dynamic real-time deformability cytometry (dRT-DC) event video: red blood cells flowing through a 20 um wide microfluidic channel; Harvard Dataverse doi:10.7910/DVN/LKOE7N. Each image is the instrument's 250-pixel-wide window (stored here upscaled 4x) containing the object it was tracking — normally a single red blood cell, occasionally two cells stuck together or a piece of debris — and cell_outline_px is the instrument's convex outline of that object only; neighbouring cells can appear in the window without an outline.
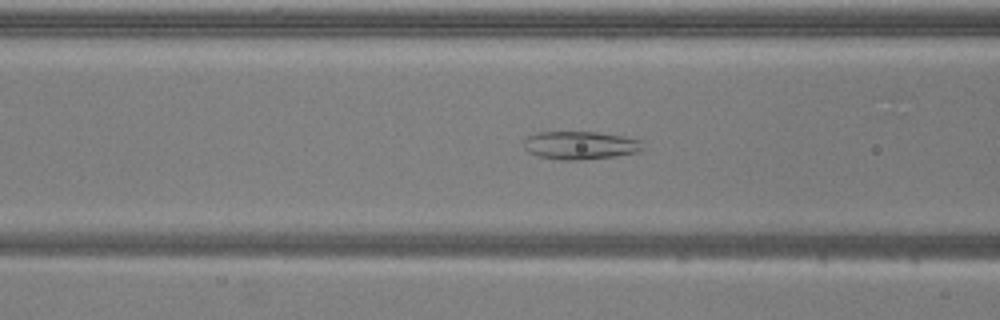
{"species": "common noctule bat (a hibernating species)", "species_latin": "Nyctalus noctula", "temperature_condition": "warm", "stored_images_in_passage": 54, "camera_frame_rate_fps": 3000, "um_per_image_px": 0.085, "animal": {"sex": "male", "body_mass_g": 20.5, "forearm_length_mm": 52.5}, "frame": {"image": 1, "passage_image": 21, "time_ms": 6.667, "image_size_px": [1000, 320], "cell_outline_px": [[648, 148], [640, 152], [616, 156], [580, 160], [560, 160], [540, 156], [528, 152], [524, 148], [524, 140], [528, 136], [540, 132], [596, 132], [620, 136], [640, 140]], "centroid_in_image_um": [49.37, 12.36], "position_along_channel_um": 117.2, "area_um2": 19.59}}
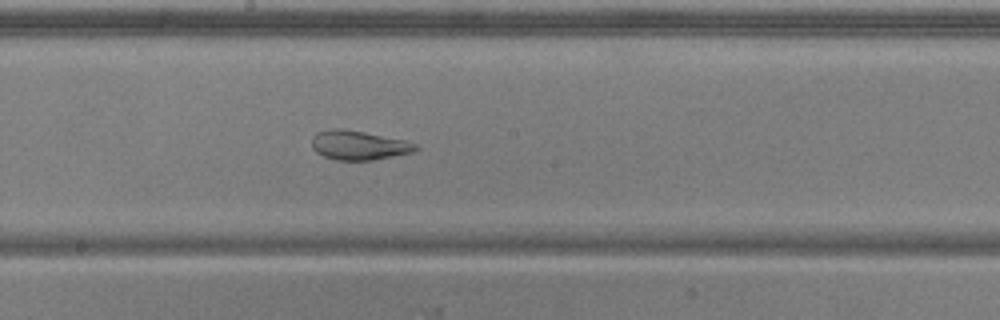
{"frame": {"image": 2, "passage_image": 29, "time_ms": 9.333, "image_size_px": [1000, 320], "cell_outline_px": [[420, 148], [412, 152], [372, 160], [336, 160], [324, 156], [316, 152], [312, 148], [312, 136], [316, 132], [332, 128], [340, 128], [364, 132], [408, 140], [416, 144]], "centroid_in_image_um": [30.49, 12.33], "position_along_channel_um": 217.7, "area_um2": 17.8}}
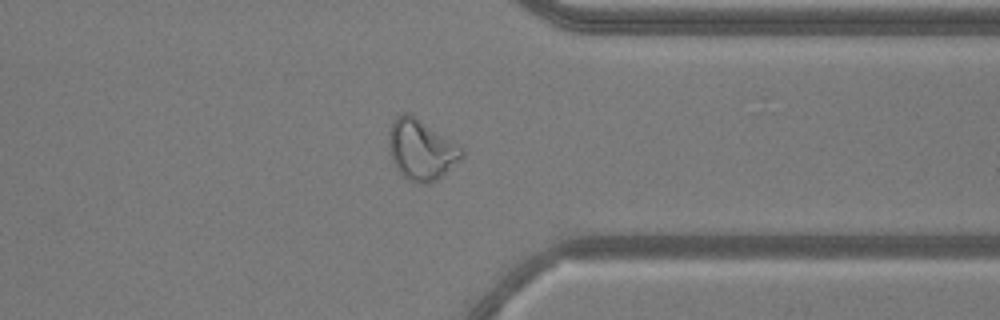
{"frame": {"image": 3, "passage_image": 42, "time_ms": 13.667, "image_size_px": [1000, 320], "cell_outline_px": [[464, 156], [436, 180], [424, 184], [420, 184], [408, 180], [396, 168], [388, 152], [388, 132], [392, 120], [400, 112], [408, 112], [416, 116], [464, 148]], "centroid_in_image_um": [35.77, 12.68], "position_along_channel_um": 375.6, "area_um2": 26.01}, "authors_computed_cell_mechanics": {"area_um2": 26.1834, "velocity_mm_per_s": 3.7576, "shape_relaxation_time_tau1_ms": null, "shape_relaxation_time_tau2_ms": 1.3864, "deformation_change_tau1": null, "deformation_change_tau2": 0.0836}}